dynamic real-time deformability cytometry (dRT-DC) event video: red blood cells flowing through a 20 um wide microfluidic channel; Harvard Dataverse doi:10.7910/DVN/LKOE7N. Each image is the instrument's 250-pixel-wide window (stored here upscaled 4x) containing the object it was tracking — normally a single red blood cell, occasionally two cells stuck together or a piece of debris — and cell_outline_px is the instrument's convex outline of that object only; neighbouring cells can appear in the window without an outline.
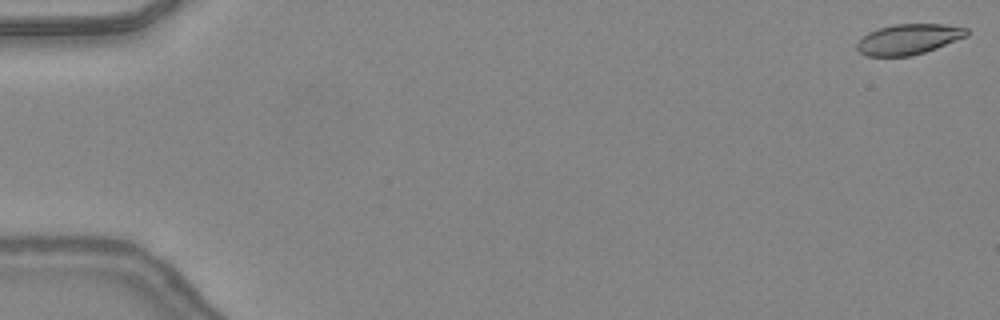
{"species": "common noctule bat (a hibernating species)", "species_latin": "Nyctalus noctula", "temperature_condition": "warm", "stored_images_in_passage": 48, "camera_frame_rate_fps": 3000, "um_per_image_px": 0.085, "animal": {"sex": "female", "body_mass_g": 24.6, "forearm_length_mm": 56.2}, "frame": {"image": 1, "passage_image": 1, "time_ms": 0.0, "image_size_px": [1000, 320], "cell_outline_px": [[968, 36], [936, 48], [912, 56], [868, 56], [860, 52], [856, 48], [856, 44], [868, 32], [880, 28], [896, 24], [944, 24], [968, 28]], "centroid_in_image_um": [77.25, 3.33], "position_along_channel_um": 7.7, "area_um2": 19.36}}
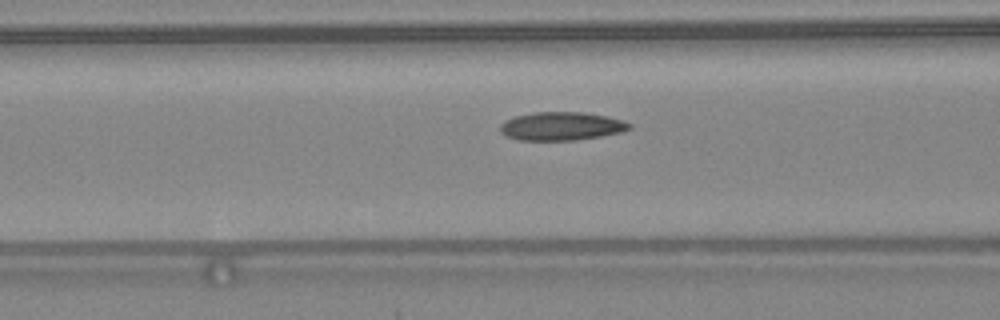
{"frame": {"image": 2, "passage_image": 20, "time_ms": 6.333, "image_size_px": [1000, 320], "cell_outline_px": [[632, 128], [620, 132], [600, 136], [572, 140], [520, 140], [508, 136], [500, 132], [500, 124], [504, 120], [512, 116], [536, 112], [584, 112], [624, 120], [632, 124]], "centroid_in_image_um": [47.7, 10.71], "position_along_channel_um": 118.9, "area_um2": 21.33}}
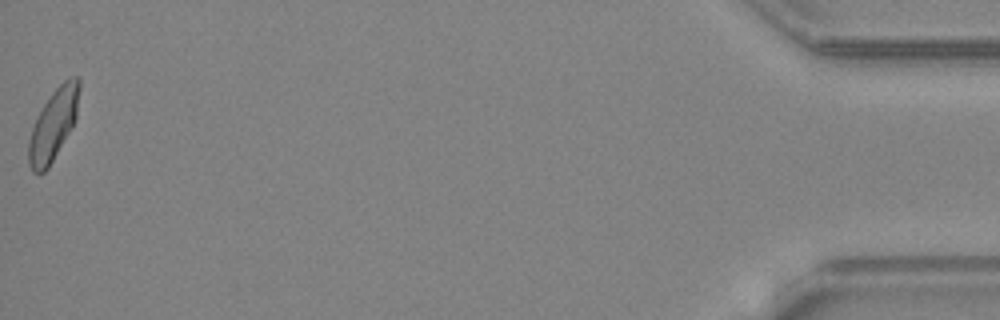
{"frame": {"image": 3, "passage_image": 48, "time_ms": 15.667, "image_size_px": [1000, 320], "cell_outline_px": [[80, 88], [76, 116], [72, 128], [48, 168], [44, 172], [32, 172], [28, 164], [28, 140], [36, 116], [52, 92], [64, 80], [72, 76], [76, 76], [80, 80]], "centroid_in_image_um": [4.53, 10.59], "position_along_channel_um": 430.7, "area_um2": 20.98}, "authors_computed_cell_mechanics": {"area_um2": 20.7791, "velocity_mm_per_s": 4.38, "shape_relaxation_time_tau1_ms": 6.6622, "shape_relaxation_time_tau2_ms": 1.8614, "deformation_change_tau1": 0.1837, "deformation_change_tau2": 0.0865}}